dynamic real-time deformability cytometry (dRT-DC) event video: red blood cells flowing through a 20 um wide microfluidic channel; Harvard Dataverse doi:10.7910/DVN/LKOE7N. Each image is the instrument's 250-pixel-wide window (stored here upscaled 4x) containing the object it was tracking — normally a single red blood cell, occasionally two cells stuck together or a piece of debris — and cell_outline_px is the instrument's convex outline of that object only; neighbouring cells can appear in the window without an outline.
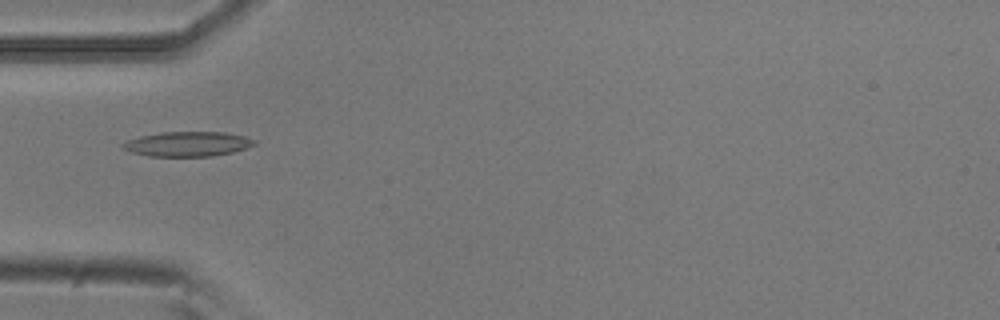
{"species": "common noctule bat (a hibernating species)", "species_latin": "Nyctalus noctula", "temperature_condition": "room temperature", "stored_images_in_passage": 53, "camera_frame_rate_fps": 3000, "um_per_image_px": 0.085, "animal": {"sex": "male", "body_mass_g": 20.5, "forearm_length_mm": 52.5}, "frame": {"image": 1, "passage_image": 17, "time_ms": 5.333, "image_size_px": [1000, 320], "cell_outline_px": [[256, 144], [248, 148], [232, 152], [212, 156], [148, 156], [132, 152], [120, 148], [120, 144], [128, 140], [140, 136], [160, 132], [224, 132], [244, 136], [256, 140]], "centroid_in_image_um": [15.94, 12.24], "position_along_channel_um": 69.1, "area_um2": 19.07}}
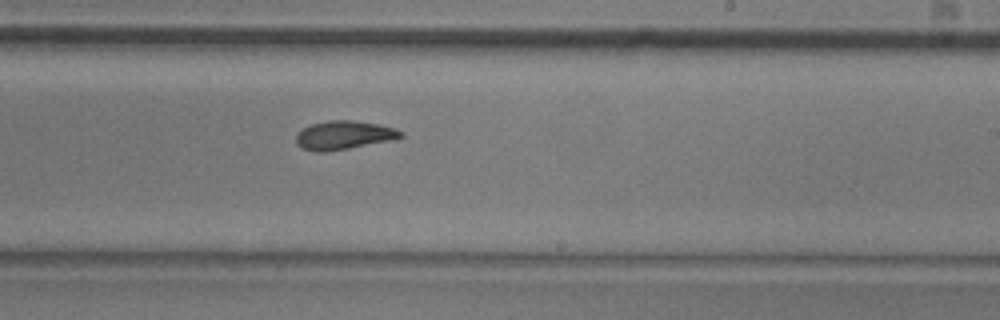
{"frame": {"image": 2, "passage_image": 32, "time_ms": 10.333, "image_size_px": [1000, 320], "cell_outline_px": [[404, 136], [392, 140], [348, 148], [324, 152], [320, 152], [304, 148], [296, 144], [296, 136], [304, 128], [312, 124], [328, 120], [352, 120], [380, 124], [396, 128], [404, 132]], "centroid_in_image_um": [29.28, 11.47], "position_along_channel_um": 259.7, "area_um2": 17.34}}
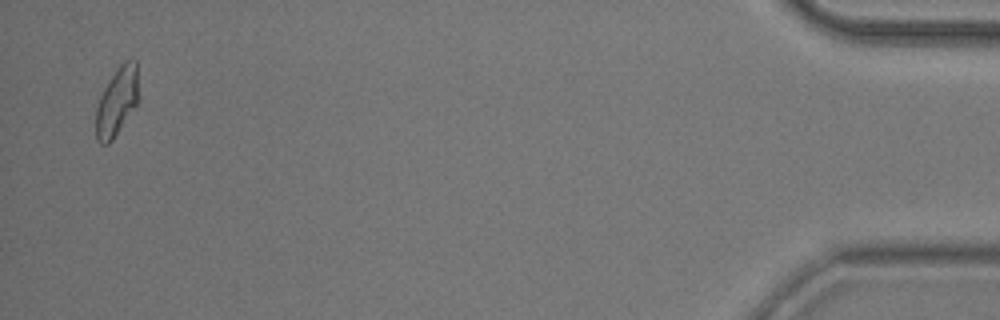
{"frame": {"image": 3, "passage_image": 52, "time_ms": 17.0, "image_size_px": [1000, 320], "cell_outline_px": [[136, 104], [112, 140], [108, 144], [100, 144], [96, 140], [96, 108], [100, 96], [104, 88], [116, 68], [124, 60], [136, 60]], "centroid_in_image_um": [9.88, 8.64], "position_along_channel_um": 425.3, "area_um2": 16.42}, "authors_computed_cell_mechanics": {"area_um2": 17.3978, "velocity_mm_per_s": 3.8013, "shape_relaxation_time_tau1_ms": 7.2313, "shape_relaxation_time_tau2_ms": 3.0207, "deformation_change_tau1": 0.1735, "deformation_change_tau2": 0.0835}}